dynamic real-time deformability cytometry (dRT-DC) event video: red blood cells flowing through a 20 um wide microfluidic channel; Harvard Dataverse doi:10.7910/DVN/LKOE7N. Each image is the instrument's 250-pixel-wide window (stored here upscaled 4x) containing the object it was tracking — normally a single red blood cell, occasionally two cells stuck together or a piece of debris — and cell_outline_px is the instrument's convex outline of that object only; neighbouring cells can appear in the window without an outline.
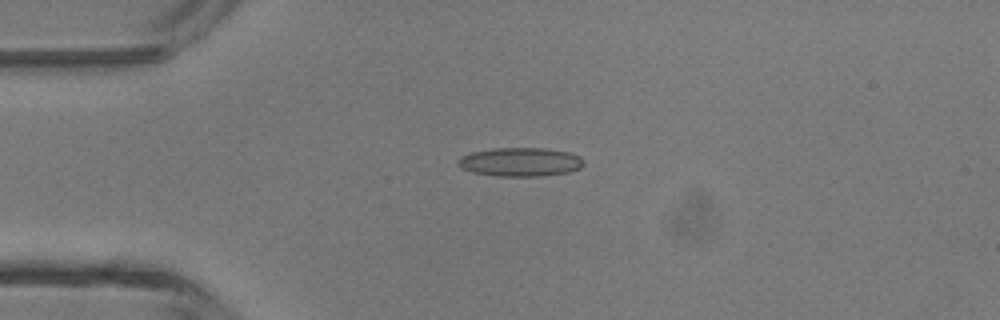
{"species": "common noctule bat (a hibernating species)", "species_latin": "Nyctalus noctula", "temperature_condition": "room temperature", "stored_images_in_passage": 3, "camera_frame_rate_fps": 3000, "um_per_image_px": 0.085, "animal": {"sex": "male", "body_mass_g": 13.3}, "frame": {"image": 1, "passage_image": 1, "time_ms": 0.0, "image_size_px": [1000, 320], "cell_outline_px": [[584, 164], [580, 168], [568, 172], [540, 176], [496, 176], [472, 172], [460, 168], [456, 164], [456, 160], [460, 156], [472, 152], [492, 148], [544, 148], [568, 152], [580, 156], [584, 160]], "centroid_in_image_um": [44.19, 13.76], "position_along_channel_um": 40.8, "area_um2": 21.27}}
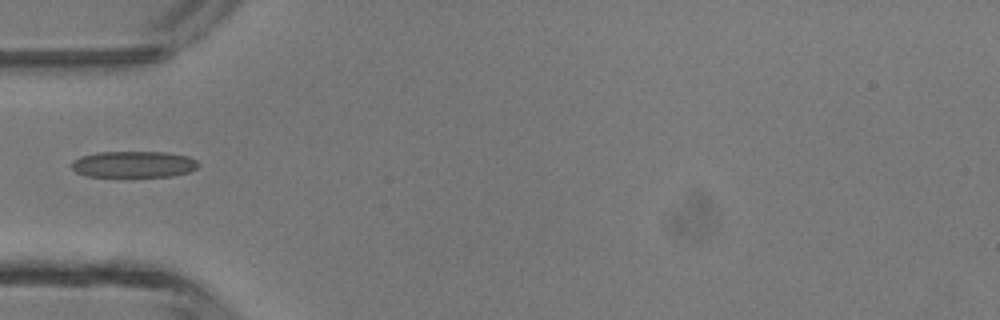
{"frame": {"image": 2, "passage_image": 2, "time_ms": 0.333, "image_size_px": [1000, 320], "cell_outline_px": [[200, 164], [196, 168], [188, 172], [172, 176], [84, 176], [76, 172], [72, 168], [72, 160], [80, 156], [96, 152], [168, 152], [188, 156], [196, 160]], "centroid_in_image_um": [11.35, 13.95], "position_along_channel_um": 73.7, "area_um2": 19.54}}
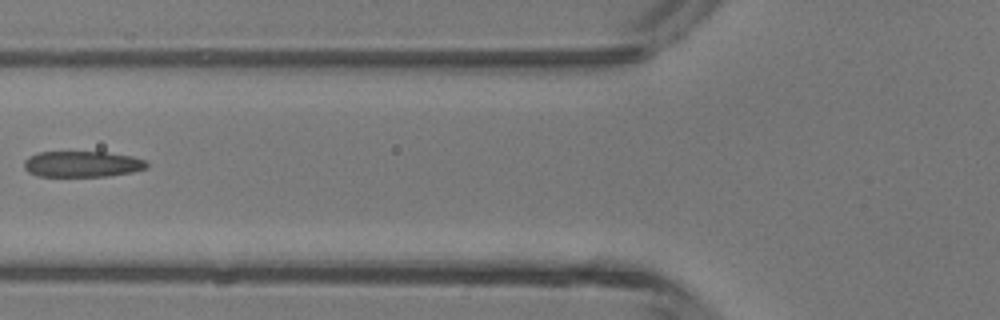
{"frame": {"image": 3, "passage_image": 3, "time_ms": 0.667, "image_size_px": [1000, 320], "cell_outline_px": [[148, 168], [132, 172], [108, 176], [36, 176], [28, 172], [24, 168], [24, 160], [28, 156], [40, 152], [104, 152], [132, 156], [144, 160], [148, 164]], "centroid_in_image_um": [6.97, 13.95], "position_along_channel_um": 118.8, "area_um2": 18.61}}